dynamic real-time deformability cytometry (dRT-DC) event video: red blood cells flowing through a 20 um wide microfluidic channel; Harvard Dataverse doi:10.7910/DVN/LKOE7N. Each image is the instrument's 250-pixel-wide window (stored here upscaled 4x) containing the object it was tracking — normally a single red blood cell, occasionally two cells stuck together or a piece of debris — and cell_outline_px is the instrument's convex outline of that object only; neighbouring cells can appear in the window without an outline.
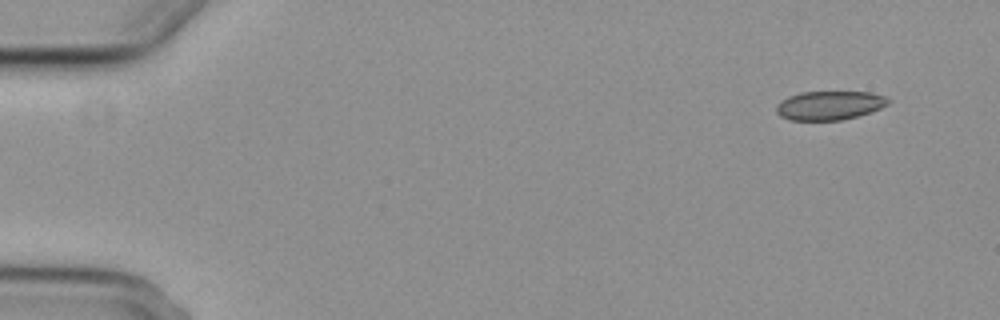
{"species": "common noctule bat (a hibernating species)", "species_latin": "Nyctalus noctula", "temperature_condition": "cold", "stored_images_in_passage": 2, "camera_frame_rate_fps": 3000, "um_per_image_px": 0.085, "animal": {"sex": "female", "body_mass_g": 29.2, "forearm_length_mm": 56.3}, "frame": {"image": 1, "passage_image": 2, "time_ms": 1.333, "image_size_px": [1000, 320], "cell_outline_px": [[892, 100], [888, 104], [880, 108], [856, 116], [840, 120], [792, 120], [780, 116], [776, 112], [776, 104], [780, 100], [788, 96], [800, 92], [872, 92], [884, 96]], "centroid_in_image_um": [70.48, 8.95], "position_along_channel_um": 14.5, "area_um2": 18.84}}